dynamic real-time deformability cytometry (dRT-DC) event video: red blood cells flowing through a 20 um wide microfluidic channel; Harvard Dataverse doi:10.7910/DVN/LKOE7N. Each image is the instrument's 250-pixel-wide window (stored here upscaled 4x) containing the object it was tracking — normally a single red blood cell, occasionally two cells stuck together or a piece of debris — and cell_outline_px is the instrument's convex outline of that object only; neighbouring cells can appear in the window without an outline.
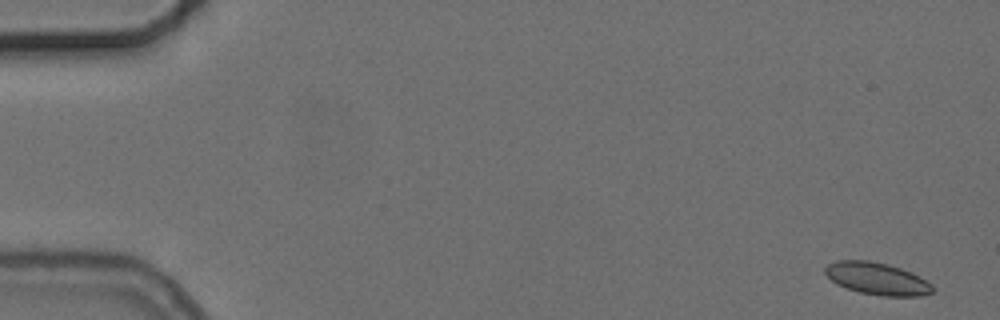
{"species": "common noctule bat (a hibernating species)", "species_latin": "Nyctalus noctula", "temperature_condition": "cold", "stored_images_in_passage": 4, "camera_frame_rate_fps": 3000, "um_per_image_px": 0.085, "animal": {"sex": "female", "body_mass_g": 24.6, "forearm_length_mm": 56.2}, "frame": {"image": 1, "passage_image": 1, "time_ms": 0.0, "image_size_px": [1000, 320], "cell_outline_px": [[936, 288], [932, 292], [920, 296], [880, 296], [860, 292], [836, 284], [824, 272], [824, 268], [828, 264], [836, 260], [868, 260], [888, 264], [900, 268], [920, 276], [932, 284]], "centroid_in_image_um": [74.57, 23.68], "position_along_channel_um": 10.4, "area_um2": 20.23}}
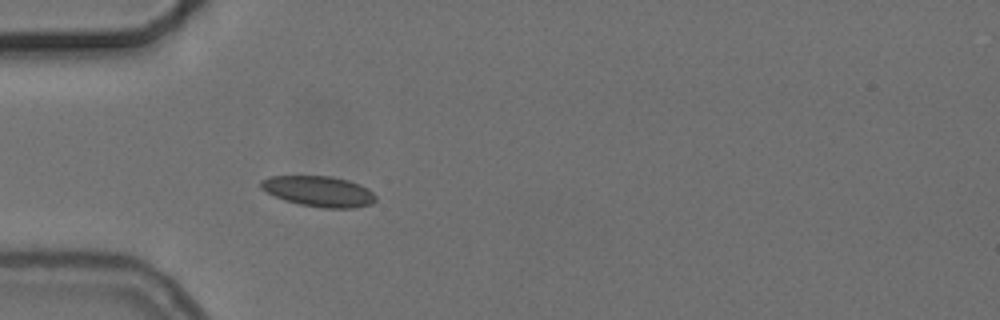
{"frame": {"image": 2, "passage_image": 4, "time_ms": 5.0, "image_size_px": [1000, 320], "cell_outline_px": [[376, 200], [372, 204], [352, 208], [324, 208], [300, 204], [284, 200], [260, 188], [260, 180], [268, 176], [332, 176], [348, 180], [360, 184], [368, 188], [376, 196]], "centroid_in_image_um": [27.11, 16.25], "position_along_channel_um": 57.9, "area_um2": 20.52}}